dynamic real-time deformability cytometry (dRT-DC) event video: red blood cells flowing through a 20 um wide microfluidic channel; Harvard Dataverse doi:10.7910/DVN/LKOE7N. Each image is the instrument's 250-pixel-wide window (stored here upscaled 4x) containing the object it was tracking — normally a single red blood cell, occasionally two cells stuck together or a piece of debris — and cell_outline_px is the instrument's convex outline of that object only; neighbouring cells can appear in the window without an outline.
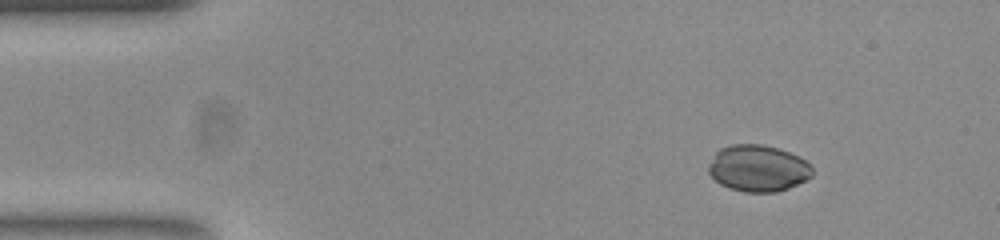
{"species": "common noctule bat (a hibernating species)", "species_latin": "Nyctalus noctula", "temperature_condition": "room temperature", "stored_images_in_passage": 49, "camera_frame_rate_fps": 3000, "um_per_image_px": 0.085, "animal": {"sex": "female", "body_mass_g": 23.0, "forearm_length_mm": 53.4}, "frame": {"image": 1, "passage_image": 1, "time_ms": 0.0, "image_size_px": [1000, 240], "cell_outline_px": [[812, 176], [796, 184], [772, 192], [748, 192], [732, 188], [720, 184], [708, 172], [708, 168], [716, 152], [720, 148], [732, 144], [760, 144], [776, 148], [788, 152], [804, 160], [812, 168]], "centroid_in_image_um": [64.4, 14.29], "position_along_channel_um": 20.6, "area_um2": 27.46}}
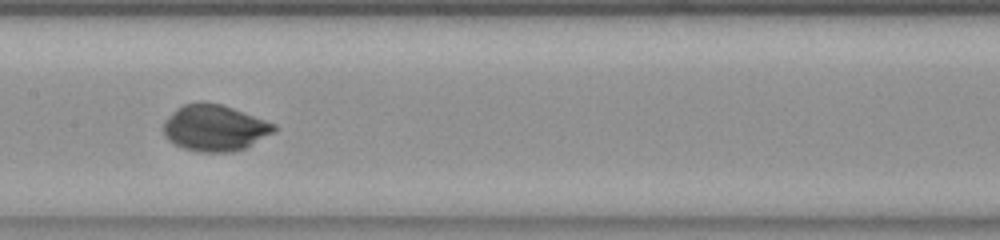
{"frame": {"image": 2, "passage_image": 21, "time_ms": 6.667, "image_size_px": [1000, 240], "cell_outline_px": [[276, 128], [272, 132], [244, 148], [232, 152], [196, 152], [184, 148], [176, 144], [164, 132], [164, 124], [176, 108], [184, 104], [200, 100], [204, 100], [220, 104], [232, 108], [276, 124]], "centroid_in_image_um": [18.24, 10.85], "position_along_channel_um": 189.2, "area_um2": 29.3}}
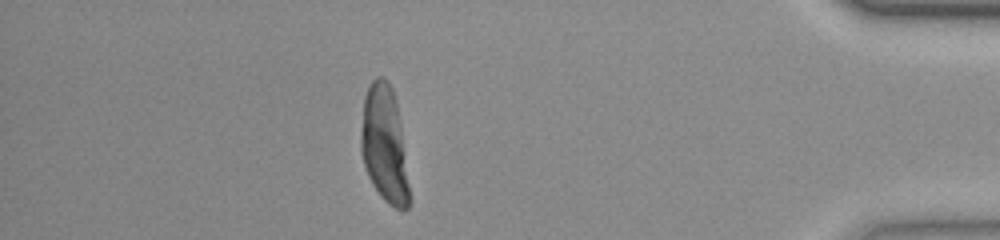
{"frame": {"image": 3, "passage_image": 42, "time_ms": 13.667, "image_size_px": [1000, 240], "cell_outline_px": [[412, 200], [408, 208], [404, 212], [388, 204], [380, 196], [372, 184], [368, 176], [364, 164], [360, 148], [360, 132], [364, 96], [372, 80], [376, 76], [384, 76], [388, 80], [392, 88], [396, 100], [400, 124]], "centroid_in_image_um": [32.68, 12.32], "position_along_channel_um": 402.5, "area_um2": 33.47}, "authors_computed_cell_mechanics": {"area_um2": 29.3046, "velocity_mm_per_s": 3.739, "shape_relaxation_time_tau1_ms": 4.1004, "shape_relaxation_time_tau2_ms": null, "deformation_change_tau1": 0.1864, "deformation_change_tau2": null}}